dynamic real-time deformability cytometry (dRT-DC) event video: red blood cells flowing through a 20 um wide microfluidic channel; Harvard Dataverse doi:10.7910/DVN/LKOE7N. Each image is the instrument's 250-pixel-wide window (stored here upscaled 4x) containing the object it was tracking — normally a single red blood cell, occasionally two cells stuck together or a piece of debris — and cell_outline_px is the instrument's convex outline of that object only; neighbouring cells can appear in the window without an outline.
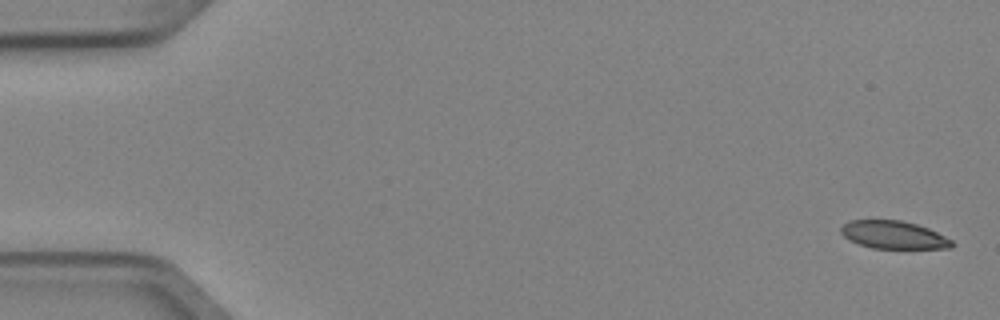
{"species": "Egyptian fruit bat (a non-hibernating species)", "species_latin": "Rousettus aegyptiacus", "temperature_condition": "cold", "stored_images_in_passage": 5, "camera_frame_rate_fps": 3000, "um_per_image_px": 0.085, "animal": {"sex": "female"}, "frame": {"image": 1, "passage_image": 1, "time_ms": 0.0, "image_size_px": [1000, 320], "cell_outline_px": [[956, 244], [952, 248], [872, 248], [848, 240], [840, 232], [840, 228], [848, 220], [900, 220], [916, 224], [928, 228], [952, 240]], "centroid_in_image_um": [75.95, 19.96], "position_along_channel_um": 9.1, "area_um2": 17.98}}
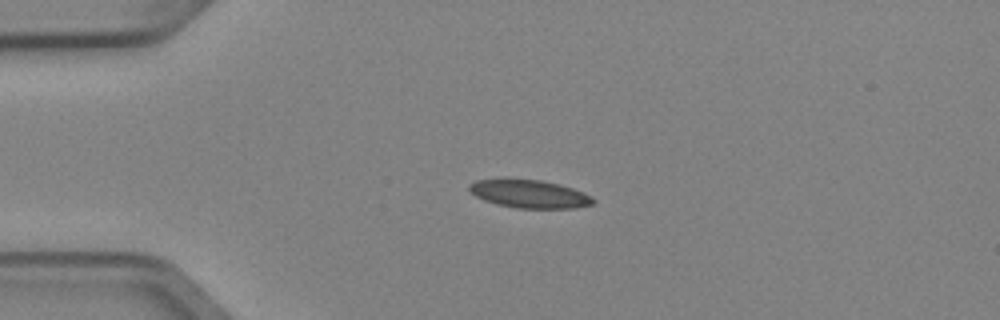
{"frame": {"image": 2, "passage_image": 4, "time_ms": 1.0, "image_size_px": [1000, 320], "cell_outline_px": [[596, 200], [592, 204], [576, 208], [516, 208], [496, 204], [484, 200], [468, 192], [468, 184], [476, 180], [508, 176], [540, 180], [560, 184], [584, 192]], "centroid_in_image_um": [44.92, 16.44], "position_along_channel_um": 40.1, "area_um2": 21.04}}